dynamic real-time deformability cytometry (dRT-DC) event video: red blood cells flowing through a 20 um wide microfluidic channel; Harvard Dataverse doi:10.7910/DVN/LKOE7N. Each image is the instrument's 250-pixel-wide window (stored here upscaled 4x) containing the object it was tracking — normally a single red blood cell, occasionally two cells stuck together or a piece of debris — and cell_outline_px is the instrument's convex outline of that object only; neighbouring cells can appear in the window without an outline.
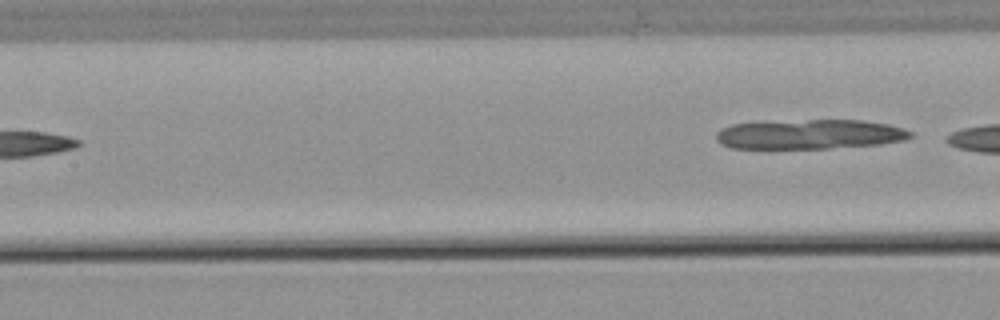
{"species": "common noctule bat (a hibernating species)", "species_latin": "Nyctalus noctula", "temperature_condition": "warm", "stored_images_in_passage": 5, "camera_frame_rate_fps": 3000, "um_per_image_px": 0.085, "animal": {"sex": "male", "body_mass_g": 21.5, "forearm_length_mm": 52.0}, "frame": {"image": 1, "passage_image": 5, "time_ms": 5.667, "image_size_px": [1000, 320], "cell_outline_px": [[912, 136], [904, 140], [880, 144], [828, 148], [732, 148], [720, 144], [716, 140], [716, 132], [720, 128], [732, 124], [808, 120], [864, 120], [888, 124], [904, 128], [912, 132]], "centroid_in_image_um": [68.83, 11.41], "position_along_channel_um": 138.6, "area_um2": 33.41}}